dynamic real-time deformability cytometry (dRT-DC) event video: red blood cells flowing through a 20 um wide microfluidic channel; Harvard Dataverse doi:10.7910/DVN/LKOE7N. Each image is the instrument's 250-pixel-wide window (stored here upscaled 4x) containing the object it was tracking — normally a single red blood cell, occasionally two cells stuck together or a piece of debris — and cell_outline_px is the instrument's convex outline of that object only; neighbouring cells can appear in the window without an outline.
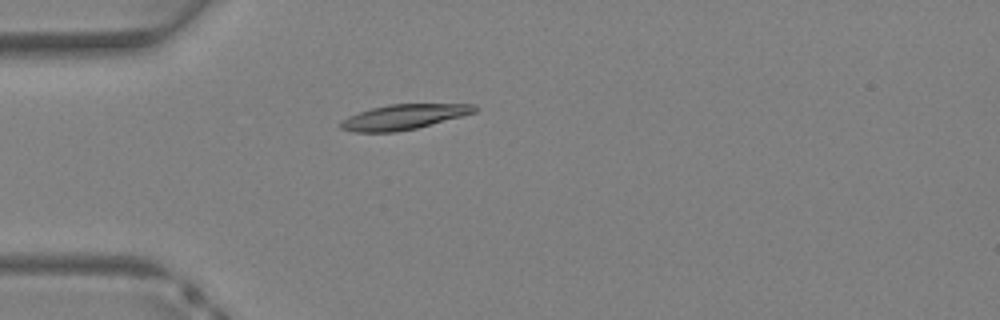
{"species": "Egyptian fruit bat (a non-hibernating species)", "species_latin": "Rousettus aegyptiacus", "temperature_condition": "warm", "stored_images_in_passage": 24, "camera_frame_rate_fps": 3000, "um_per_image_px": 0.085, "animal": {"sex": "female"}, "frame": {"image": 1, "passage_image": 1, "time_ms": 0.0, "image_size_px": [1000, 320], "cell_outline_px": [[480, 108], [476, 112], [416, 128], [396, 132], [356, 132], [340, 128], [340, 124], [348, 116], [372, 108], [388, 104], [476, 104]], "centroid_in_image_um": [34.35, 9.93], "position_along_channel_um": 50.6, "area_um2": 19.36}}
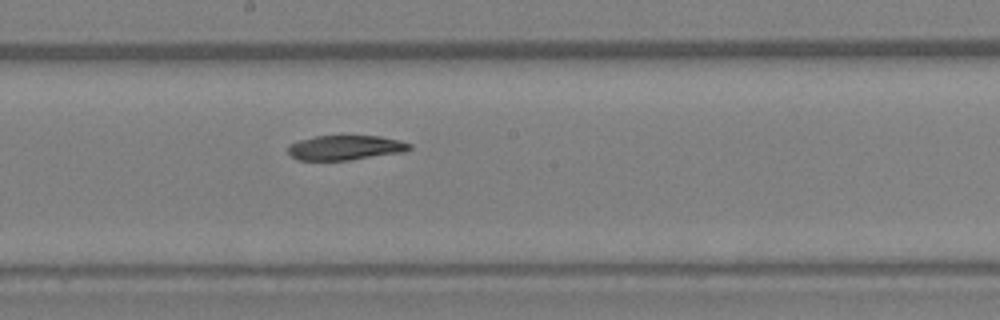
{"frame": {"image": 2, "passage_image": 11, "time_ms": 3.333, "image_size_px": [1000, 320], "cell_outline_px": [[412, 148], [404, 152], [348, 160], [296, 160], [288, 152], [288, 148], [292, 144], [300, 140], [316, 136], [380, 136], [400, 140], [412, 144]], "centroid_in_image_um": [29.4, 12.55], "position_along_channel_um": 218.8, "area_um2": 17.4}}
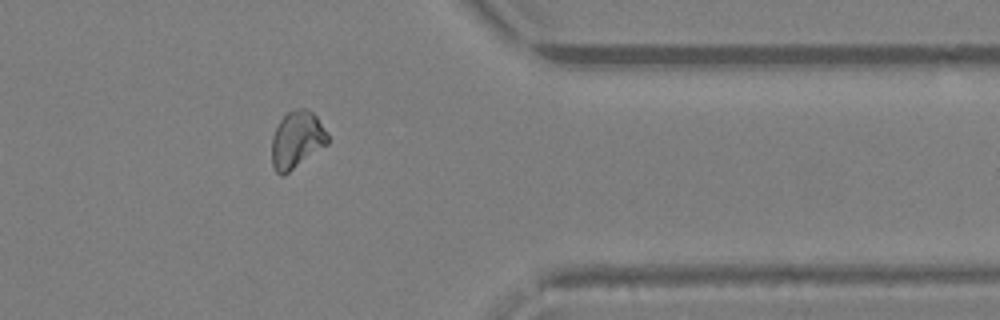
{"frame": {"image": 3, "passage_image": 21, "time_ms": 6.667, "image_size_px": [1000, 320], "cell_outline_px": [[328, 144], [284, 176], [280, 176], [272, 168], [272, 136], [280, 120], [288, 112], [300, 108], [304, 108], [312, 112], [316, 116], [328, 136]], "centroid_in_image_um": [25.21, 11.92], "position_along_channel_um": 386.2, "area_um2": 18.55}}